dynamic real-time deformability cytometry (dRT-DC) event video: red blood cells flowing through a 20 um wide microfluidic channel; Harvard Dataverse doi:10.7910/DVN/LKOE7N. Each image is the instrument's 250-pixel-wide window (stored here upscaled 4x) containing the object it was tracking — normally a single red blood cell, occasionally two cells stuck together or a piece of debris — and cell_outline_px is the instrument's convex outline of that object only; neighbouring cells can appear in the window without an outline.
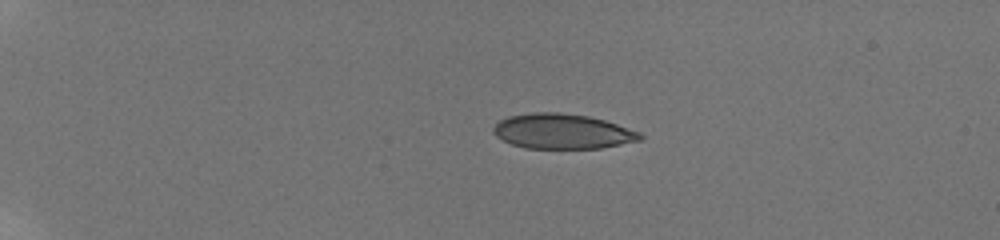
{"species": "human", "species_latin": "Homo sapiens", "temperature_condition": "room temperature", "stored_images_in_passage": 55, "camera_frame_rate_fps": 3000, "um_per_image_px": 0.085, "donor": {"sex": "male"}, "frame": {"image": 1, "passage_image": 1, "time_ms": 0.0, "image_size_px": [1000, 240], "cell_outline_px": [[644, 140], [600, 148], [524, 148], [512, 144], [496, 136], [492, 132], [492, 128], [500, 120], [508, 116], [532, 112], [560, 112], [588, 116], [604, 120], [640, 132], [644, 136]], "centroid_in_image_um": [47.81, 11.16], "position_along_channel_um": 37.2, "area_um2": 30.0}}
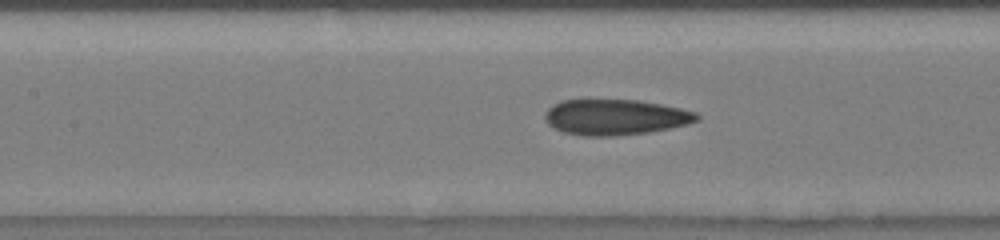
{"frame": {"image": 2, "passage_image": 25, "time_ms": 5.333, "image_size_px": [1000, 240], "cell_outline_px": [[700, 120], [688, 124], [672, 128], [648, 132], [616, 136], [584, 136], [564, 132], [548, 124], [544, 120], [544, 112], [552, 104], [560, 100], [636, 100], [660, 104], [680, 108], [696, 112], [700, 116]], "centroid_in_image_um": [52.3, 9.96], "position_along_channel_um": 155.1, "area_um2": 31.73}}
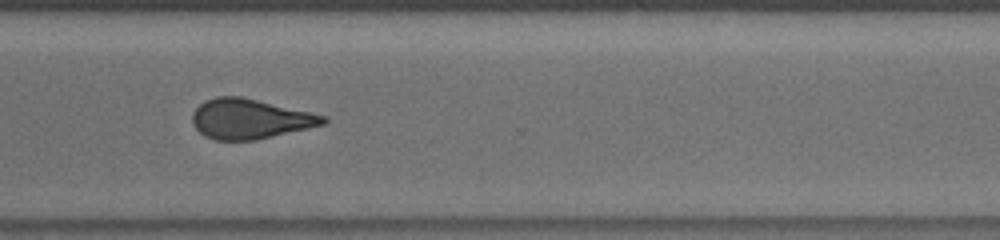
{"frame": {"image": 3, "passage_image": 54, "time_ms": 10.333, "image_size_px": [1000, 240], "cell_outline_px": [[328, 120], [324, 124], [308, 128], [256, 140], [216, 140], [204, 136], [192, 124], [192, 112], [204, 100], [216, 96], [240, 96], [312, 112], [328, 116]], "centroid_in_image_um": [21.24, 10.1], "position_along_channel_um": 349.4, "area_um2": 30.52}}